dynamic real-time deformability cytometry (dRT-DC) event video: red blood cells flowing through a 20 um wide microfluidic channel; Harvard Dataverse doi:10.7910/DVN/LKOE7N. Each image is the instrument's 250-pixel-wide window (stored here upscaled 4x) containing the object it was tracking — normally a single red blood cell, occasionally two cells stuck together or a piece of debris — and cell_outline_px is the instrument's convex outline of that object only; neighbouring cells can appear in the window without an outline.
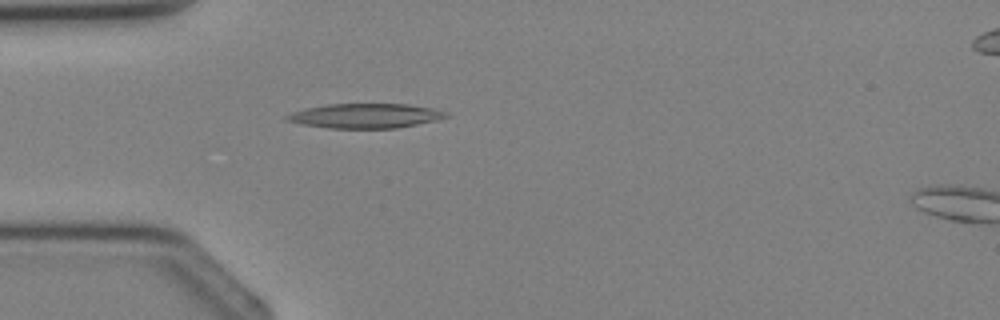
{"species": "Egyptian fruit bat (a non-hibernating species)", "species_latin": "Rousettus aegyptiacus", "temperature_condition": "cold", "stored_images_in_passage": 3, "camera_frame_rate_fps": 3000, "um_per_image_px": 0.085, "animal": {"sex": "female"}, "frame": {"image": 1, "passage_image": 2, "time_ms": 1.0, "image_size_px": [1000, 320], "cell_outline_px": [[448, 116], [436, 120], [396, 128], [328, 128], [304, 124], [284, 120], [284, 116], [292, 112], [304, 108], [328, 104], [408, 104], [432, 108], [448, 112]], "centroid_in_image_um": [31.03, 9.84], "position_along_channel_um": 54.0, "area_um2": 22.72}}